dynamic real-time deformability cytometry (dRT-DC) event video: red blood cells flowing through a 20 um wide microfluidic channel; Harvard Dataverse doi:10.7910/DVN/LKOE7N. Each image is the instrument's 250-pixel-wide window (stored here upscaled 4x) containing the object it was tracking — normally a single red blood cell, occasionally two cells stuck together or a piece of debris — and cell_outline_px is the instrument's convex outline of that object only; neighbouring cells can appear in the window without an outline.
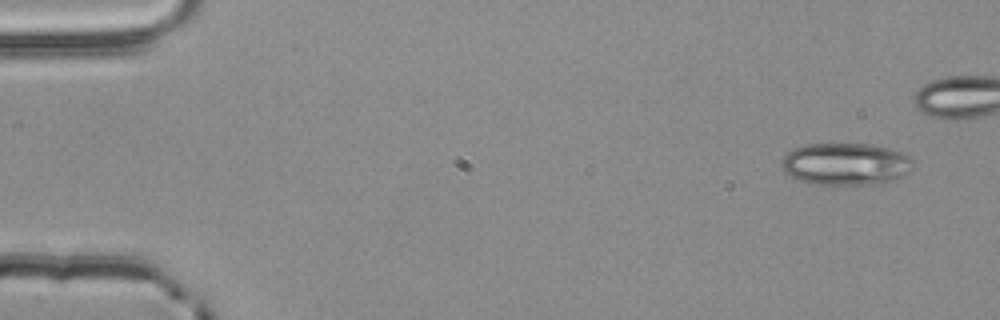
{"species": "common noctule bat (a hibernating species)", "species_latin": "Nyctalus noctula", "temperature_condition": "room temperature", "stored_images_in_passage": 4, "camera_frame_rate_fps": 3000, "um_per_image_px": 0.085, "animal": {"sex": "male", "body_mass_g": 20.4}, "frame": {"image": 1, "passage_image": 1, "time_ms": 0.0, "image_size_px": [1000, 320], "cell_outline_px": [[912, 164], [908, 172], [904, 176], [896, 180], [868, 184], [816, 184], [800, 180], [784, 172], [780, 164], [780, 160], [792, 148], [804, 144], [872, 144], [888, 148], [900, 152], [908, 156], [912, 160]], "centroid_in_image_um": [71.85, 13.93], "position_along_channel_um": 13.2, "area_um2": 32.25}}